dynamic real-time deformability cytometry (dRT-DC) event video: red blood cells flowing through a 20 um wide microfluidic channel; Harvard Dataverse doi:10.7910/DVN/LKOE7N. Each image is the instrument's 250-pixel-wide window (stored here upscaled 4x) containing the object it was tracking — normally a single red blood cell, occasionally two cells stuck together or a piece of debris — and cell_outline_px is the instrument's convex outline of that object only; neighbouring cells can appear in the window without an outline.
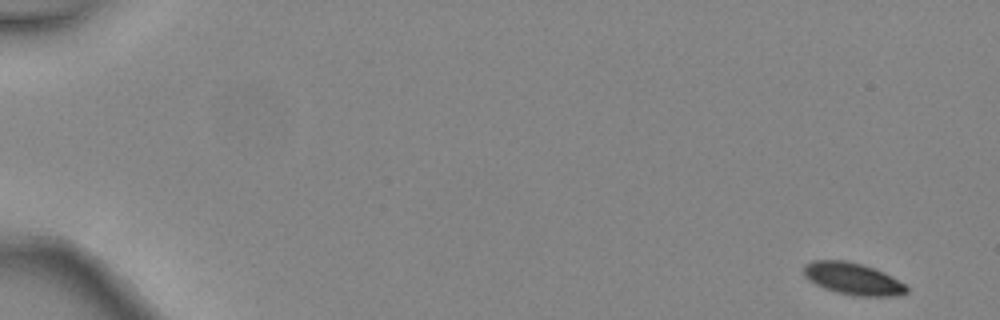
{"species": "common noctule bat (a hibernating species)", "species_latin": "Nyctalus noctula", "temperature_condition": "warm", "stored_images_in_passage": 2, "camera_frame_rate_fps": 3000, "um_per_image_px": 0.085, "animal": {"sex": "female", "body_mass_g": 24.6, "forearm_length_mm": 56.2}, "frame": {"image": 1, "passage_image": 2, "time_ms": 0.333, "image_size_px": [1000, 320], "cell_outline_px": [[908, 292], [892, 296], [856, 296], [836, 292], [824, 288], [808, 280], [804, 276], [804, 264], [812, 260], [844, 260], [876, 268], [892, 276], [904, 284], [908, 288]], "centroid_in_image_um": [72.47, 23.68], "position_along_channel_um": 12.5, "area_um2": 19.19}}